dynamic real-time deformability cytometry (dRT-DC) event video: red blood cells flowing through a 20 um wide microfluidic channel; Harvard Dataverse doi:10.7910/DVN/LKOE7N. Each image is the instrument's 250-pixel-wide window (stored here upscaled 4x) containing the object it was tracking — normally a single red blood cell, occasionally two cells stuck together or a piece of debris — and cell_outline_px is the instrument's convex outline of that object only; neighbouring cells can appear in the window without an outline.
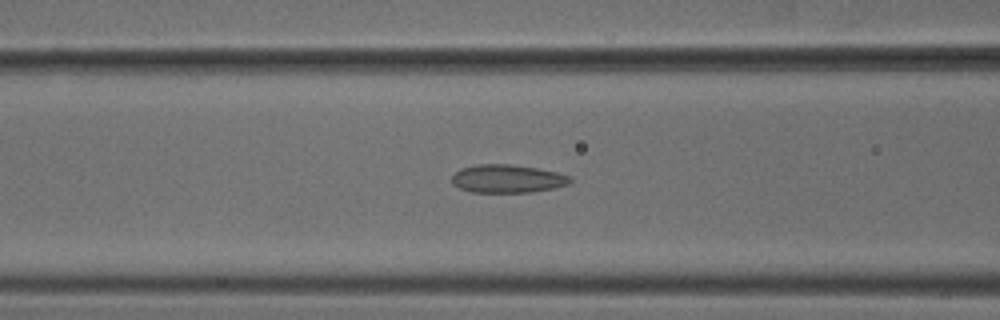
{"species": "common noctule bat (a hibernating species)", "species_latin": "Nyctalus noctula", "temperature_condition": "cold", "stored_images_in_passage": 51, "camera_frame_rate_fps": 3000, "um_per_image_px": 0.085, "animal": {"sex": "male", "body_mass_g": 18.8}, "frame": {"image": 1, "passage_image": 20, "time_ms": 6.333, "image_size_px": [1000, 320], "cell_outline_px": [[572, 180], [568, 184], [552, 188], [532, 192], [472, 192], [460, 188], [452, 184], [452, 176], [460, 168], [476, 164], [512, 164], [536, 168], [556, 172], [568, 176]], "centroid_in_image_um": [43.09, 15.18], "position_along_channel_um": 123.5, "area_um2": 19.31}}
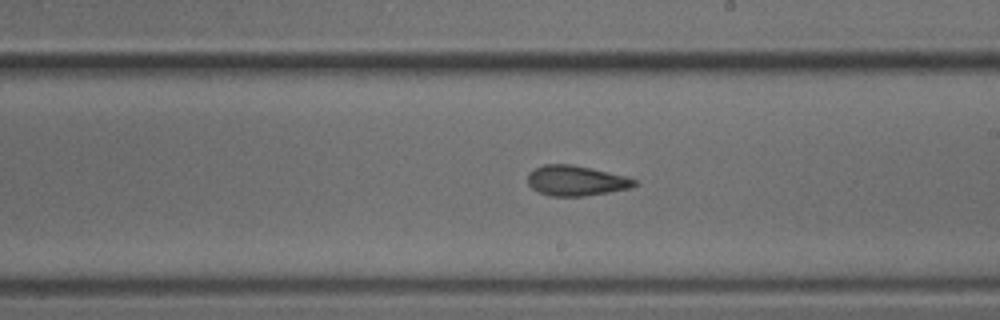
{"frame": {"image": 2, "passage_image": 29, "time_ms": 9.333, "image_size_px": [1000, 320], "cell_outline_px": [[636, 184], [632, 188], [584, 196], [548, 196], [532, 188], [528, 184], [528, 172], [544, 164], [572, 164], [624, 176], [636, 180]], "centroid_in_image_um": [48.93, 15.36], "position_along_channel_um": 240.1, "area_um2": 18.61}}
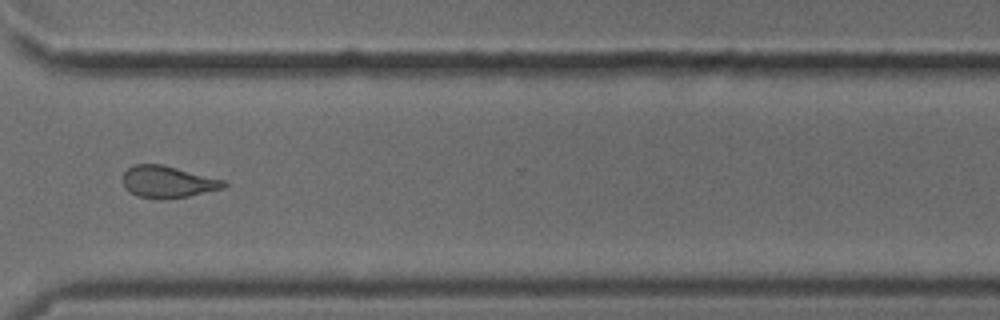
{"frame": {"image": 3, "passage_image": 38, "time_ms": 12.333, "image_size_px": [1000, 320], "cell_outline_px": [[228, 184], [224, 188], [188, 196], [164, 200], [160, 200], [136, 196], [128, 192], [124, 188], [124, 172], [128, 168], [136, 164], [160, 164], [224, 180]], "centroid_in_image_um": [14.23, 15.48], "position_along_channel_um": 356.4, "area_um2": 18.73}, "authors_computed_cell_mechanics": {"area_um2": 19.3052, "velocity_mm_per_s": 3.8758, "shape_relaxation_time_tau1_ms": null, "shape_relaxation_time_tau2_ms": 2.3169, "deformation_change_tau1": null, "deformation_change_tau2": 0.104}}